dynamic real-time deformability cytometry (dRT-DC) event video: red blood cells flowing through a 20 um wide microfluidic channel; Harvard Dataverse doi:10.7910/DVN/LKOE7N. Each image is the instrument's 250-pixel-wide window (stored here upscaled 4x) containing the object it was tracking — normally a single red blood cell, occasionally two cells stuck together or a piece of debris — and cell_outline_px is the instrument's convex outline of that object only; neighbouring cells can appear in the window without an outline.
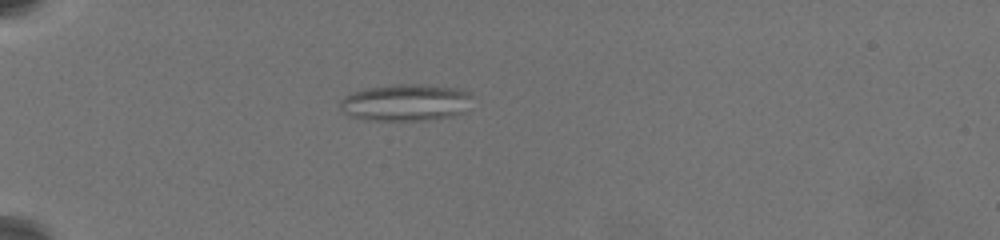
{"species": "common noctule bat (a hibernating species)", "species_latin": "Nyctalus noctula", "temperature_condition": "warm", "stored_images_in_passage": 42, "camera_frame_rate_fps": 3000, "um_per_image_px": 0.085, "animal": {"sex": "female", "body_mass_g": 19.5, "forearm_length_mm": 54.1}, "frame": {"image": 1, "passage_image": 12, "time_ms": 1.667, "image_size_px": [1000, 240], "cell_outline_px": [[472, 96], [468, 112], [452, 116], [424, 120], [368, 120], [348, 116], [340, 108], [340, 100], [344, 96], [352, 92], [364, 88], [396, 84], [420, 84], [464, 88]], "centroid_in_image_um": [34.52, 8.7], "position_along_channel_um": 50.5, "area_um2": 28.96}}
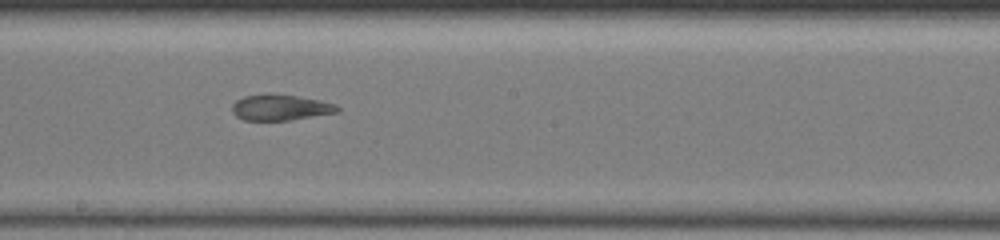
{"frame": {"image": 2, "passage_image": 28, "time_ms": 7.667, "image_size_px": [1000, 240], "cell_outline_px": [[340, 112], [288, 120], [244, 120], [236, 116], [232, 112], [232, 104], [236, 100], [244, 96], [264, 92], [268, 92], [296, 96], [320, 100], [336, 104], [340, 108]], "centroid_in_image_um": [23.81, 9.11], "position_along_channel_um": 224.4, "area_um2": 16.13}}
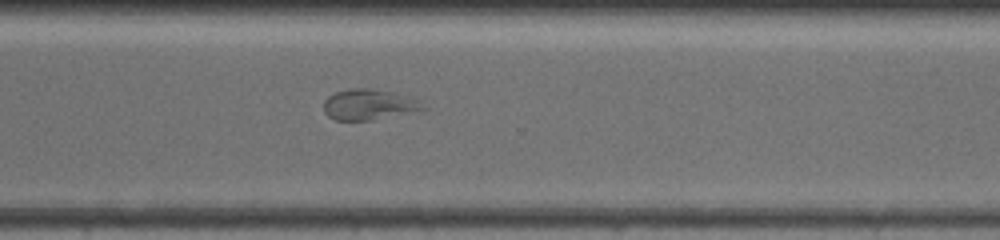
{"frame": {"image": 3, "passage_image": 41, "time_ms": 11.0, "image_size_px": [1000, 240], "cell_outline_px": [[428, 108], [368, 120], [336, 120], [328, 116], [324, 112], [324, 100], [328, 96], [336, 92], [352, 88], [372, 88], [392, 92], [420, 100]], "centroid_in_image_um": [31.32, 8.87], "position_along_channel_um": 339.3, "area_um2": 17.46}}